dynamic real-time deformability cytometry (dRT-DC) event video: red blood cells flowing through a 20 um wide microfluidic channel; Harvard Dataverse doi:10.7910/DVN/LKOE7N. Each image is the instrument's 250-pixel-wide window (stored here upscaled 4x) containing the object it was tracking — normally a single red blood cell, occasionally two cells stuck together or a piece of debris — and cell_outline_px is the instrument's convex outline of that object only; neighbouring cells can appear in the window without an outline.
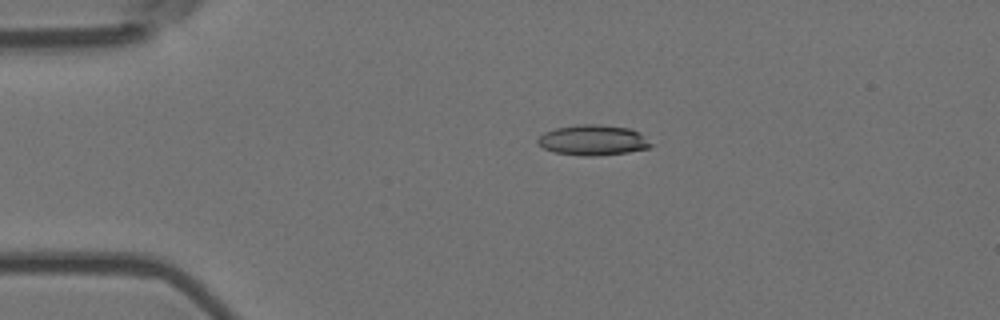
{"species": "Egyptian fruit bat (a non-hibernating species)", "species_latin": "Rousettus aegyptiacus", "temperature_condition": "room temperature", "stored_images_in_passage": 37, "camera_frame_rate_fps": 3000, "um_per_image_px": 0.085, "animal": {"sex": "female"}, "frame": {"image": 1, "passage_image": 1, "time_ms": 0.0, "image_size_px": [1000, 320], "cell_outline_px": [[656, 144], [648, 148], [628, 152], [596, 156], [584, 156], [556, 152], [544, 148], [536, 144], [536, 140], [544, 132], [556, 128], [576, 124], [600, 124], [628, 128], [640, 132]], "centroid_in_image_um": [50.44, 11.9], "position_along_channel_um": 34.6, "area_um2": 20.29}}
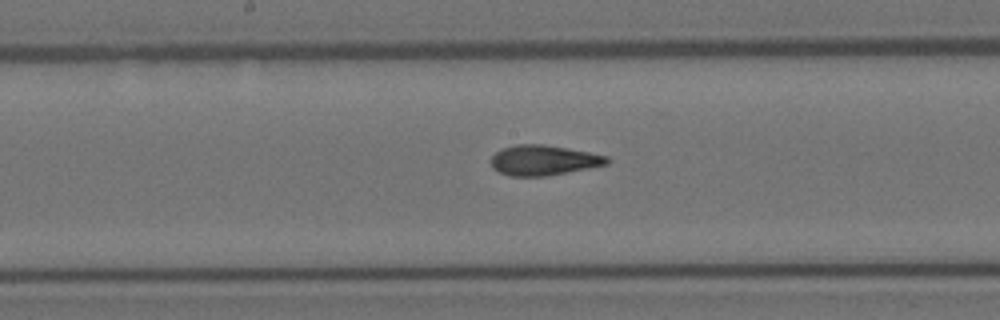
{"frame": {"image": 2, "passage_image": 18, "time_ms": 5.667, "image_size_px": [1000, 320], "cell_outline_px": [[612, 160], [608, 164], [588, 168], [544, 176], [508, 176], [492, 168], [488, 160], [500, 148], [516, 144], [544, 144], [588, 152], [608, 156]], "centroid_in_image_um": [46.16, 13.61], "position_along_channel_um": 202.0, "area_um2": 20.52}}
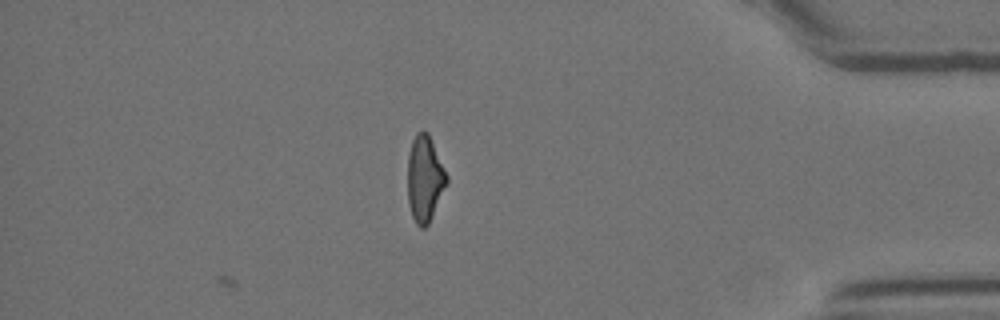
{"frame": {"image": 3, "passage_image": 37, "time_ms": 12.0, "image_size_px": [1000, 320], "cell_outline_px": [[448, 184], [428, 224], [424, 228], [420, 228], [416, 224], [412, 216], [408, 204], [408, 156], [412, 140], [416, 132], [424, 128], [428, 132], [448, 176]], "centroid_in_image_um": [36.11, 15.17], "position_along_channel_um": 399.1, "area_um2": 19.83}, "authors_computed_cell_mechanics": {"area_um2": 20.23, "velocity_mm_per_s": 3.6877, "shape_relaxation_time_tau1_ms": 7.9129, "shape_relaxation_time_tau2_ms": 1.7857, "deformation_change_tau1": 0.2276, "deformation_change_tau2": 0.1022}}